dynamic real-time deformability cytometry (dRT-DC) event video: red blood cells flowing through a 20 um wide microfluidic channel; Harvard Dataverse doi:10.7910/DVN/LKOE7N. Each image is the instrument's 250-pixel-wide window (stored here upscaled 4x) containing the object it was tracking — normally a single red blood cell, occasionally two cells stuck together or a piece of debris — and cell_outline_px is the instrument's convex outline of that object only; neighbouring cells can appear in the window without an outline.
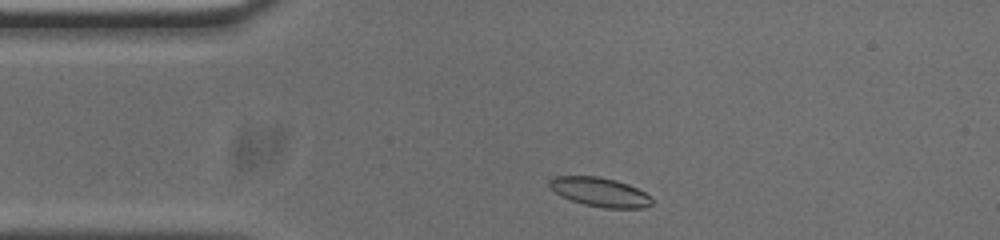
{"species": "common noctule bat (a hibernating species)", "species_latin": "Nyctalus noctula", "temperature_condition": "cold", "stored_images_in_passage": 45, "camera_frame_rate_fps": 3000, "um_per_image_px": 0.085, "animal": {"sex": "male", "body_mass_g": 20.0, "forearm_length_mm": 53.3}, "frame": {"image": 1, "passage_image": 2, "time_ms": 0.333, "image_size_px": [1000, 240], "cell_outline_px": [[652, 204], [644, 208], [604, 208], [584, 204], [560, 196], [548, 184], [548, 180], [552, 176], [596, 176], [616, 180], [628, 184], [644, 192], [652, 200]], "centroid_in_image_um": [50.97, 16.32], "position_along_channel_um": 34.0, "area_um2": 17.28}}
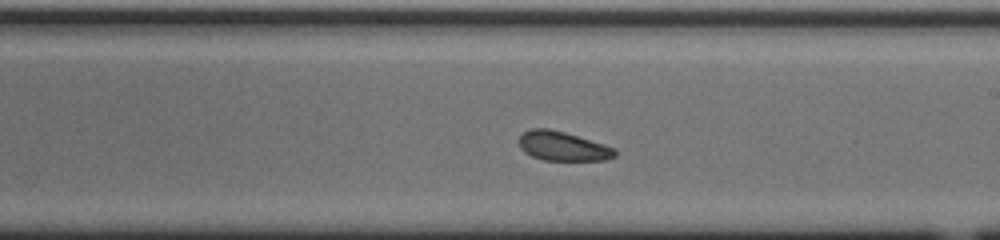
{"frame": {"image": 2, "passage_image": 21, "time_ms": 6.667, "image_size_px": [1000, 240], "cell_outline_px": [[616, 156], [604, 160], [544, 160], [532, 156], [524, 152], [520, 148], [520, 136], [524, 132], [532, 128], [548, 128], [564, 132], [604, 144], [616, 148]], "centroid_in_image_um": [47.84, 12.43], "position_along_channel_um": 241.2, "area_um2": 16.24}}
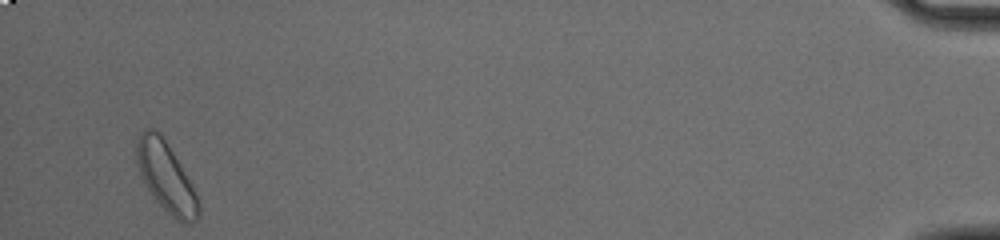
{"frame": {"image": 3, "passage_image": 43, "time_ms": 14.0, "image_size_px": [1000, 240], "cell_outline_px": [[200, 216], [196, 220], [188, 224], [180, 224], [152, 196], [140, 172], [136, 160], [136, 136], [144, 128], [152, 128], [160, 132], [164, 136], [196, 192], [200, 204]], "centroid_in_image_um": [14.12, 15.03], "position_along_channel_um": 421.1, "area_um2": 25.26}, "authors_computed_cell_mechanics": {"area_um2": 17.4556, "velocity_mm_per_s": 3.7161, "shape_relaxation_time_tau1_ms": 4.7952, "shape_relaxation_time_tau2_ms": 5.9204, "deformation_change_tau1": 0.0661, "deformation_change_tau2": 0.1323}}